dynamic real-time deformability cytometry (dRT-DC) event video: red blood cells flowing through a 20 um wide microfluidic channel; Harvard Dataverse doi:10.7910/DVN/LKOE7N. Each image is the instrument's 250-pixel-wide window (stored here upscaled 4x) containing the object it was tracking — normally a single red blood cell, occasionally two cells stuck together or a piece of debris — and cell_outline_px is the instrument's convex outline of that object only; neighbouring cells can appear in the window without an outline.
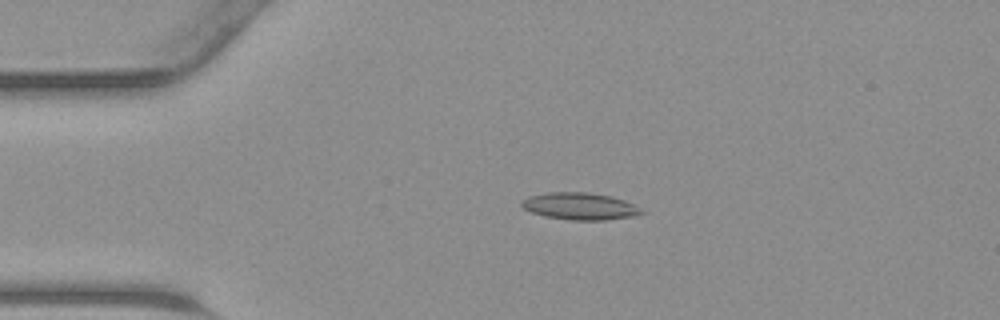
{"species": "common noctule bat (a hibernating species)", "species_latin": "Nyctalus noctula", "temperature_condition": "warm", "stored_images_in_passage": 38, "camera_frame_rate_fps": 3000, "um_per_image_px": 0.085, "animal": {"sex": "male", "body_mass_g": 23.1, "forearm_length_mm": 52.7}, "frame": {"image": 1, "passage_image": 3, "time_ms": 0.667, "image_size_px": [1000, 320], "cell_outline_px": [[644, 212], [632, 216], [604, 220], [572, 220], [544, 216], [532, 212], [524, 208], [520, 204], [528, 196], [548, 192], [588, 192], [612, 196], [624, 200], [640, 208]], "centroid_in_image_um": [49.27, 17.52], "position_along_channel_um": 35.7, "area_um2": 18.73}}
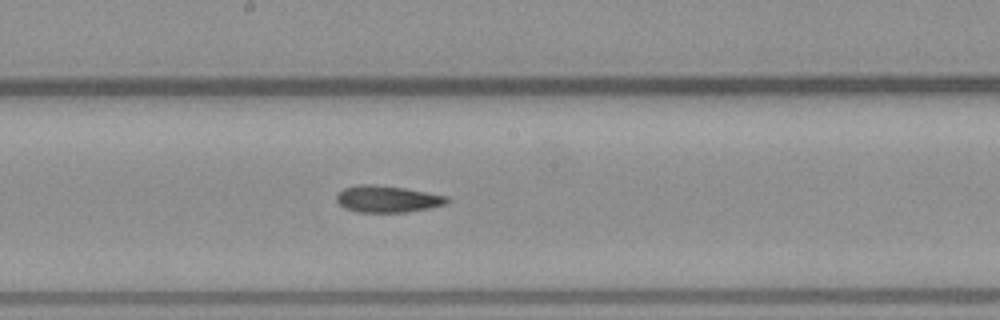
{"frame": {"image": 2, "passage_image": 17, "time_ms": 5.333, "image_size_px": [1000, 320], "cell_outline_px": [[452, 200], [444, 204], [428, 208], [408, 212], [356, 212], [344, 208], [336, 200], [336, 196], [344, 188], [356, 184], [376, 184], [404, 188], [448, 196]], "centroid_in_image_um": [32.92, 16.91], "position_along_channel_um": 215.3, "area_um2": 17.28}}
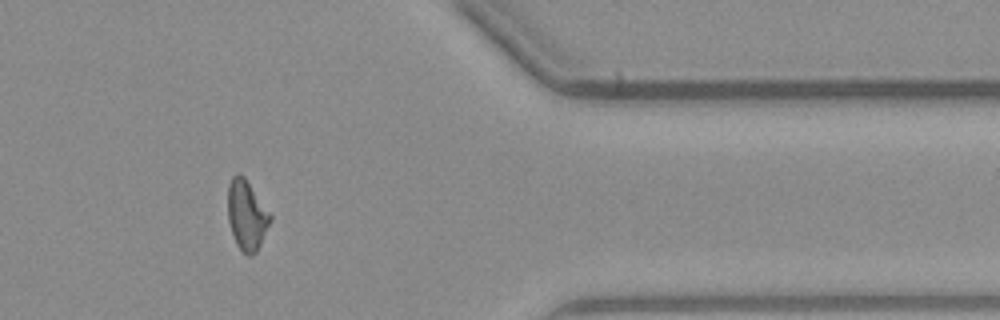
{"frame": {"image": 3, "passage_image": 30, "time_ms": 9.667, "image_size_px": [1000, 320], "cell_outline_px": [[272, 220], [256, 252], [252, 256], [248, 256], [236, 244], [228, 220], [228, 184], [232, 176], [236, 172], [240, 172], [244, 176], [272, 216]], "centroid_in_image_um": [20.96, 18.26], "position_along_channel_um": 390.4, "area_um2": 17.22}}